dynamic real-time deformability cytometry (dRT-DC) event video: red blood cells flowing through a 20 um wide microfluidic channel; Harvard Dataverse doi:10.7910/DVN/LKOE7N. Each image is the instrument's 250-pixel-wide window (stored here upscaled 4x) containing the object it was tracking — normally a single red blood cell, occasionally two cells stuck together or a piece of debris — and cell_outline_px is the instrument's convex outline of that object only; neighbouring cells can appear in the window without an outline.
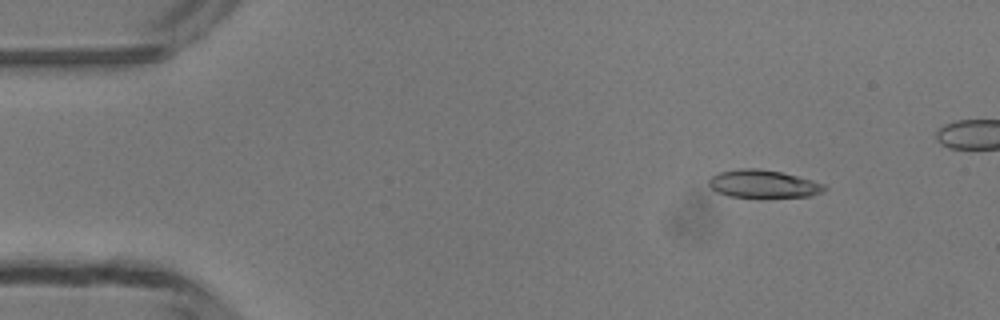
{"species": "common noctule bat (a hibernating species)", "species_latin": "Nyctalus noctula", "temperature_condition": "room temperature", "stored_images_in_passage": 45, "camera_frame_rate_fps": 3000, "um_per_image_px": 0.085, "animal": {"sex": "male", "body_mass_g": 13.3}, "frame": {"image": 1, "passage_image": 6, "time_ms": 1.667, "image_size_px": [1000, 320], "cell_outline_px": [[828, 188], [824, 192], [812, 196], [764, 200], [760, 200], [728, 196], [716, 192], [708, 184], [708, 180], [712, 176], [720, 172], [740, 168], [760, 168], [780, 172], [812, 180], [824, 184]], "centroid_in_image_um": [64.9, 15.69], "position_along_channel_um": 20.1, "area_um2": 19.77}}
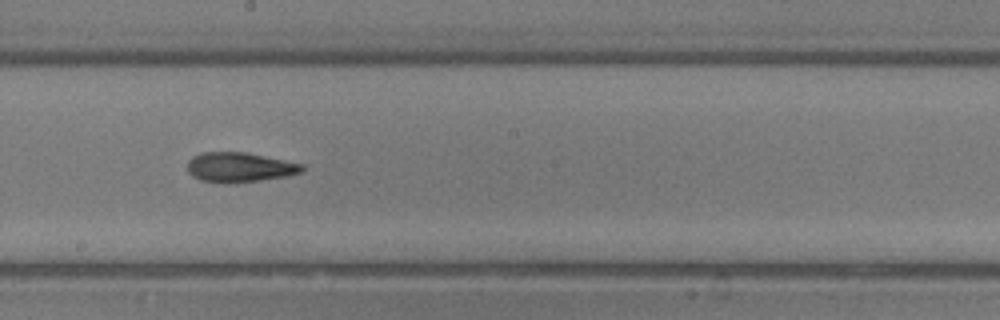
{"frame": {"image": 2, "passage_image": 27, "time_ms": 8.667, "image_size_px": [1000, 320], "cell_outline_px": [[304, 168], [300, 172], [288, 176], [260, 180], [224, 184], [200, 180], [192, 176], [188, 172], [188, 160], [192, 156], [204, 152], [248, 152], [304, 164]], "centroid_in_image_um": [20.35, 14.22], "position_along_channel_um": 227.8, "area_um2": 20.06}}
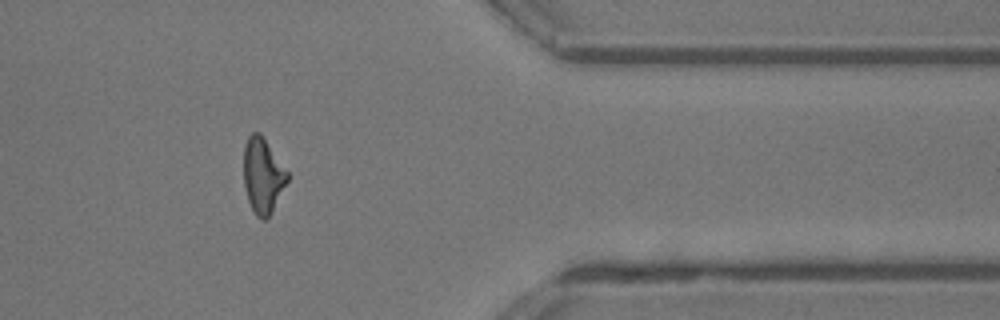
{"frame": {"image": 3, "passage_image": 40, "time_ms": 13.0, "image_size_px": [1000, 320], "cell_outline_px": [[288, 180], [272, 212], [264, 220], [260, 220], [256, 216], [248, 200], [244, 184], [244, 144], [248, 136], [252, 132], [260, 132], [288, 172]], "centroid_in_image_um": [22.33, 14.92], "position_along_channel_um": 389.1, "area_um2": 19.07}, "authors_computed_cell_mechanics": {"area_um2": 19.1318, "velocity_mm_per_s": 4.2061, "shape_relaxation_time_tau1_ms": 6.0468, "shape_relaxation_time_tau2_ms": 2.2849, "deformation_change_tau1": 0.2002, "deformation_change_tau2": 0.1124}}